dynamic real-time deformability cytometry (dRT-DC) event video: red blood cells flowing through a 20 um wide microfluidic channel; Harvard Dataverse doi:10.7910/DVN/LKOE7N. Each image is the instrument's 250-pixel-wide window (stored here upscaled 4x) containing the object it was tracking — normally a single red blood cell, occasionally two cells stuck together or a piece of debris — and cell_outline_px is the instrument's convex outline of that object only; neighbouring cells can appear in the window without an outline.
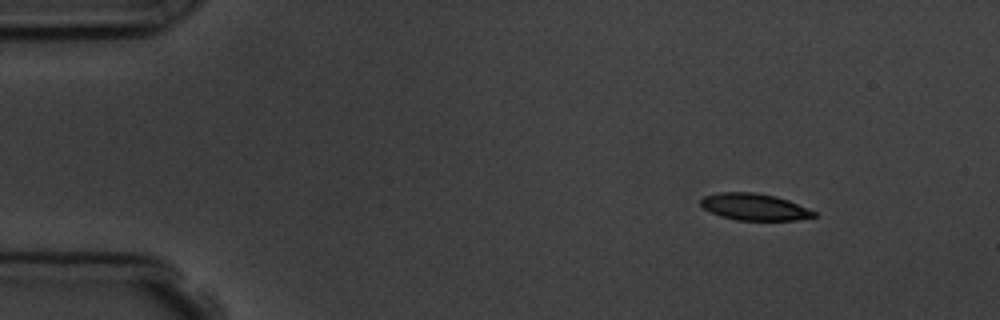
{"species": "common noctule bat (a hibernating species)", "species_latin": "Nyctalus noctula", "temperature_condition": "room temperature", "stored_images_in_passage": 3, "camera_frame_rate_fps": 3000, "um_per_image_px": 0.085, "animal": {"sex": "male", "body_mass_g": 19.5, "forearm_length_mm": 54.6}, "frame": {"image": 1, "passage_image": 1, "time_ms": 0.0, "image_size_px": [1000, 320], "cell_outline_px": [[816, 216], [796, 220], [736, 220], [720, 216], [704, 208], [700, 204], [700, 200], [704, 196], [720, 192], [756, 192], [776, 196], [788, 200], [816, 212]], "centroid_in_image_um": [64.11, 17.58], "position_along_channel_um": 20.9, "area_um2": 17.57}}
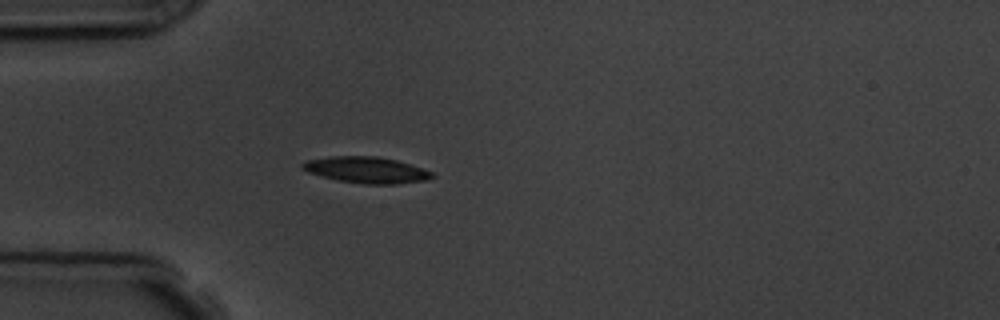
{"frame": {"image": 2, "passage_image": 3, "time_ms": 3.0, "image_size_px": [1000, 320], "cell_outline_px": [[436, 176], [424, 180], [396, 184], [364, 184], [336, 180], [308, 172], [300, 168], [300, 164], [304, 160], [328, 156], [376, 156], [396, 160], [432, 172]], "centroid_in_image_um": [31.06, 14.44], "position_along_channel_um": 53.9, "area_um2": 19.83}}